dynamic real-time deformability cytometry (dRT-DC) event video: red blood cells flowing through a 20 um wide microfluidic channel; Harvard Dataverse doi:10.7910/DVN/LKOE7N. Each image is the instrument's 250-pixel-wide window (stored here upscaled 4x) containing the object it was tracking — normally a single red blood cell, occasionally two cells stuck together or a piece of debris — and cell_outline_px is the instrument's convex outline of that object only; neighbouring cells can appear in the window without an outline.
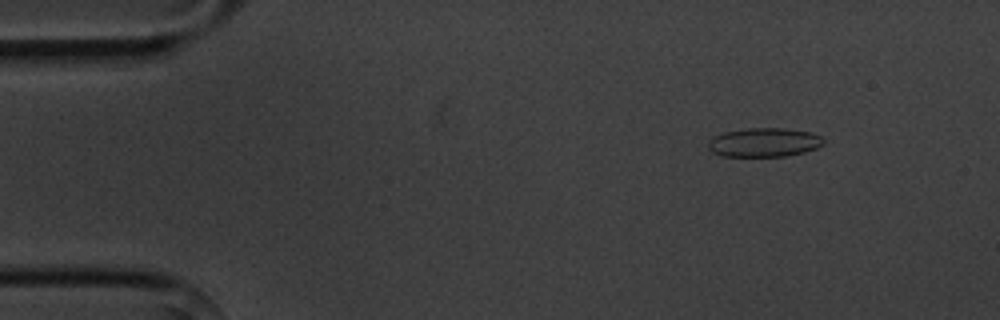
{"species": "common noctule bat (a hibernating species)", "species_latin": "Nyctalus noctula", "temperature_condition": "cold", "stored_images_in_passage": 10, "camera_frame_rate_fps": 3000, "um_per_image_px": 0.085, "animal": {"sex": "male", "body_mass_g": 20.1, "forearm_length_mm": 53.5}, "frame": {"image": 1, "passage_image": 2, "time_ms": 1.0, "image_size_px": [1000, 320], "cell_outline_px": [[824, 144], [816, 148], [804, 152], [784, 156], [720, 156], [712, 152], [708, 148], [708, 140], [712, 136], [724, 132], [748, 128], [784, 128], [808, 132], [820, 136], [824, 140]], "centroid_in_image_um": [64.9, 12.1], "position_along_channel_um": 20.1, "area_um2": 19.48}}
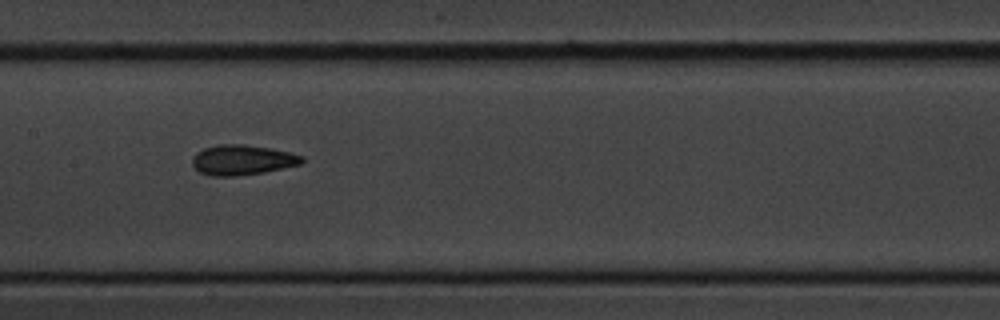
{"frame": {"image": 2, "passage_image": 7, "time_ms": 7.667, "image_size_px": [1000, 320], "cell_outline_px": [[304, 160], [300, 164], [264, 172], [236, 176], [212, 176], [200, 172], [192, 164], [192, 156], [196, 152], [204, 148], [216, 144], [244, 144], [272, 148], [304, 156]], "centroid_in_image_um": [20.57, 13.58], "position_along_channel_um": 186.8, "area_um2": 19.31}}
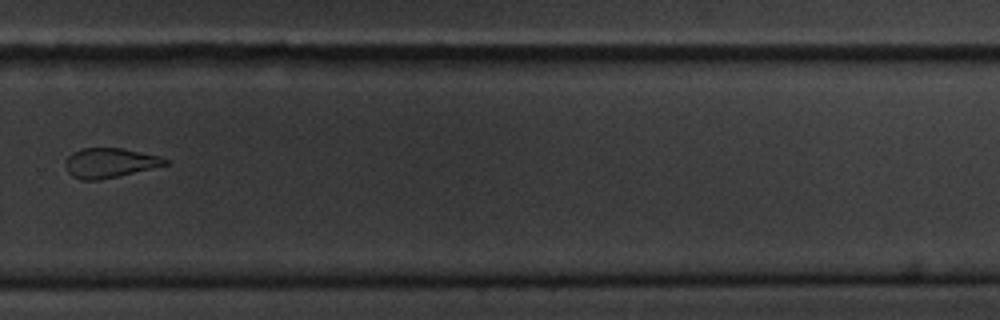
{"frame": {"image": 3, "passage_image": 10, "time_ms": 11.333, "image_size_px": [1000, 320], "cell_outline_px": [[168, 164], [100, 180], [80, 180], [72, 176], [68, 172], [64, 164], [64, 160], [72, 152], [80, 148], [124, 148], [160, 156], [168, 160]], "centroid_in_image_um": [9.27, 13.83], "position_along_channel_um": 320.5, "area_um2": 17.28}}